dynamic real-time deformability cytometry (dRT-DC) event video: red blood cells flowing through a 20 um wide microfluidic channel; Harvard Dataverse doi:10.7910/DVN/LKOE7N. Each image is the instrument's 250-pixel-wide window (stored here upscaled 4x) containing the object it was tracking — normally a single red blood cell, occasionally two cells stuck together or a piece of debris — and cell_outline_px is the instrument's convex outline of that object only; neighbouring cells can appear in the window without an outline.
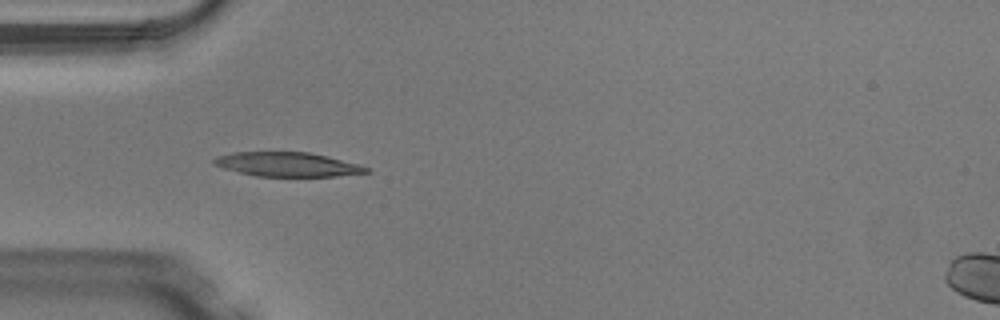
{"species": "Egyptian fruit bat (a non-hibernating species)", "species_latin": "Rousettus aegyptiacus", "temperature_condition": "warm", "stored_images_in_passage": 5, "camera_frame_rate_fps": 3000, "um_per_image_px": 0.085, "animal": {"sex": "male"}, "frame": {"image": 1, "passage_image": 3, "time_ms": 0.667, "image_size_px": [1000, 320], "cell_outline_px": [[372, 172], [336, 176], [256, 176], [224, 168], [212, 164], [212, 160], [216, 156], [232, 152], [308, 152], [360, 164], [372, 168]], "centroid_in_image_um": [24.46, 13.97], "position_along_channel_um": 60.5, "area_um2": 21.56}}
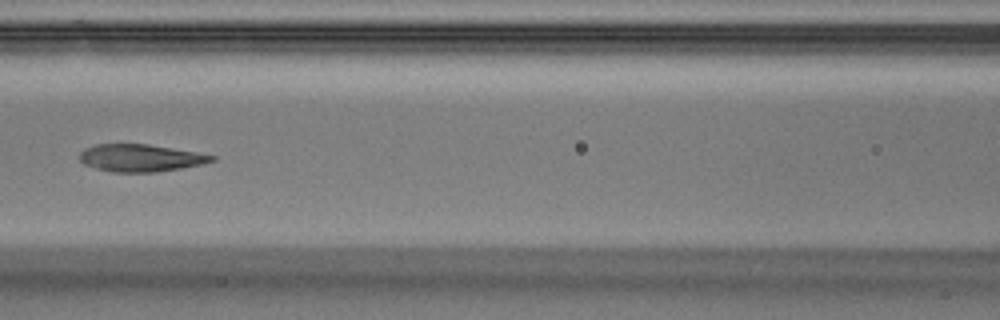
{"frame": {"image": 2, "passage_image": 5, "time_ms": 1.333, "image_size_px": [1000, 320], "cell_outline_px": [[216, 160], [200, 164], [180, 168], [156, 172], [112, 172], [96, 168], [84, 164], [80, 160], [80, 152], [84, 148], [96, 144], [148, 144], [196, 152], [216, 156]], "centroid_in_image_um": [11.92, 13.42], "position_along_channel_um": 154.7, "area_um2": 20.92}}